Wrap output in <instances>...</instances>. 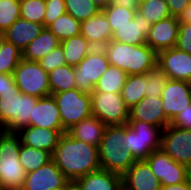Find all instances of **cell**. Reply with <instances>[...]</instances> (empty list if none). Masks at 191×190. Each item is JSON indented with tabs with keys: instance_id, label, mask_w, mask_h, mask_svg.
<instances>
[{
	"instance_id": "ee69618b",
	"label": "cell",
	"mask_w": 191,
	"mask_h": 190,
	"mask_svg": "<svg viewBox=\"0 0 191 190\" xmlns=\"http://www.w3.org/2000/svg\"><path fill=\"white\" fill-rule=\"evenodd\" d=\"M171 16L181 17L191 0H165Z\"/></svg>"
},
{
	"instance_id": "2e32d148",
	"label": "cell",
	"mask_w": 191,
	"mask_h": 190,
	"mask_svg": "<svg viewBox=\"0 0 191 190\" xmlns=\"http://www.w3.org/2000/svg\"><path fill=\"white\" fill-rule=\"evenodd\" d=\"M179 24L180 18L176 16H169L153 24L146 36V44L157 53L175 47Z\"/></svg>"
},
{
	"instance_id": "ac0fdd59",
	"label": "cell",
	"mask_w": 191,
	"mask_h": 190,
	"mask_svg": "<svg viewBox=\"0 0 191 190\" xmlns=\"http://www.w3.org/2000/svg\"><path fill=\"white\" fill-rule=\"evenodd\" d=\"M123 190H160L161 183L145 160H137L122 175Z\"/></svg>"
},
{
	"instance_id": "f546056e",
	"label": "cell",
	"mask_w": 191,
	"mask_h": 190,
	"mask_svg": "<svg viewBox=\"0 0 191 190\" xmlns=\"http://www.w3.org/2000/svg\"><path fill=\"white\" fill-rule=\"evenodd\" d=\"M127 73L115 66H109L108 69L99 78L94 91L105 93H121L124 86Z\"/></svg>"
},
{
	"instance_id": "484cf974",
	"label": "cell",
	"mask_w": 191,
	"mask_h": 190,
	"mask_svg": "<svg viewBox=\"0 0 191 190\" xmlns=\"http://www.w3.org/2000/svg\"><path fill=\"white\" fill-rule=\"evenodd\" d=\"M58 46H60V40L44 27L40 34L24 49L22 59L39 62Z\"/></svg>"
},
{
	"instance_id": "ab89813d",
	"label": "cell",
	"mask_w": 191,
	"mask_h": 190,
	"mask_svg": "<svg viewBox=\"0 0 191 190\" xmlns=\"http://www.w3.org/2000/svg\"><path fill=\"white\" fill-rule=\"evenodd\" d=\"M39 64L47 73L53 71L55 68L66 65V59L61 45L53 49L48 55L44 56L39 61Z\"/></svg>"
},
{
	"instance_id": "52a82bcc",
	"label": "cell",
	"mask_w": 191,
	"mask_h": 190,
	"mask_svg": "<svg viewBox=\"0 0 191 190\" xmlns=\"http://www.w3.org/2000/svg\"><path fill=\"white\" fill-rule=\"evenodd\" d=\"M65 131L92 115L91 95L76 88L52 94Z\"/></svg>"
},
{
	"instance_id": "f1b7e54d",
	"label": "cell",
	"mask_w": 191,
	"mask_h": 190,
	"mask_svg": "<svg viewBox=\"0 0 191 190\" xmlns=\"http://www.w3.org/2000/svg\"><path fill=\"white\" fill-rule=\"evenodd\" d=\"M50 95L76 88L74 66L63 65L48 73Z\"/></svg>"
},
{
	"instance_id": "7dc6e473",
	"label": "cell",
	"mask_w": 191,
	"mask_h": 190,
	"mask_svg": "<svg viewBox=\"0 0 191 190\" xmlns=\"http://www.w3.org/2000/svg\"><path fill=\"white\" fill-rule=\"evenodd\" d=\"M160 190H191L187 180L180 184L162 185Z\"/></svg>"
},
{
	"instance_id": "d6a6232c",
	"label": "cell",
	"mask_w": 191,
	"mask_h": 190,
	"mask_svg": "<svg viewBox=\"0 0 191 190\" xmlns=\"http://www.w3.org/2000/svg\"><path fill=\"white\" fill-rule=\"evenodd\" d=\"M138 12L143 15L151 25L171 16L165 0H147L139 4Z\"/></svg>"
},
{
	"instance_id": "d6986e66",
	"label": "cell",
	"mask_w": 191,
	"mask_h": 190,
	"mask_svg": "<svg viewBox=\"0 0 191 190\" xmlns=\"http://www.w3.org/2000/svg\"><path fill=\"white\" fill-rule=\"evenodd\" d=\"M128 120H138L164 129L170 124L164 114L161 97L145 96L129 110Z\"/></svg>"
},
{
	"instance_id": "8d00e7d4",
	"label": "cell",
	"mask_w": 191,
	"mask_h": 190,
	"mask_svg": "<svg viewBox=\"0 0 191 190\" xmlns=\"http://www.w3.org/2000/svg\"><path fill=\"white\" fill-rule=\"evenodd\" d=\"M20 18L19 0H0V33L3 34Z\"/></svg>"
},
{
	"instance_id": "4fadbf2b",
	"label": "cell",
	"mask_w": 191,
	"mask_h": 190,
	"mask_svg": "<svg viewBox=\"0 0 191 190\" xmlns=\"http://www.w3.org/2000/svg\"><path fill=\"white\" fill-rule=\"evenodd\" d=\"M162 107L168 121L191 104V83L169 79L161 93Z\"/></svg>"
},
{
	"instance_id": "bcb514c9",
	"label": "cell",
	"mask_w": 191,
	"mask_h": 190,
	"mask_svg": "<svg viewBox=\"0 0 191 190\" xmlns=\"http://www.w3.org/2000/svg\"><path fill=\"white\" fill-rule=\"evenodd\" d=\"M108 6H121L122 8L138 11L139 2L138 0H110Z\"/></svg>"
},
{
	"instance_id": "e575fe53",
	"label": "cell",
	"mask_w": 191,
	"mask_h": 190,
	"mask_svg": "<svg viewBox=\"0 0 191 190\" xmlns=\"http://www.w3.org/2000/svg\"><path fill=\"white\" fill-rule=\"evenodd\" d=\"M22 60V52L12 43L4 41L0 53V73L13 74Z\"/></svg>"
},
{
	"instance_id": "816d5d0a",
	"label": "cell",
	"mask_w": 191,
	"mask_h": 190,
	"mask_svg": "<svg viewBox=\"0 0 191 190\" xmlns=\"http://www.w3.org/2000/svg\"><path fill=\"white\" fill-rule=\"evenodd\" d=\"M187 182H188L190 189H191V169H189V172H188Z\"/></svg>"
},
{
	"instance_id": "277c9868",
	"label": "cell",
	"mask_w": 191,
	"mask_h": 190,
	"mask_svg": "<svg viewBox=\"0 0 191 190\" xmlns=\"http://www.w3.org/2000/svg\"><path fill=\"white\" fill-rule=\"evenodd\" d=\"M21 141L15 132L0 130V186L2 190H21L27 172L19 161Z\"/></svg>"
},
{
	"instance_id": "e0dca14e",
	"label": "cell",
	"mask_w": 191,
	"mask_h": 190,
	"mask_svg": "<svg viewBox=\"0 0 191 190\" xmlns=\"http://www.w3.org/2000/svg\"><path fill=\"white\" fill-rule=\"evenodd\" d=\"M28 126L57 130L60 134L66 133L62 126L58 105L52 95L38 99Z\"/></svg>"
},
{
	"instance_id": "f907efd6",
	"label": "cell",
	"mask_w": 191,
	"mask_h": 190,
	"mask_svg": "<svg viewBox=\"0 0 191 190\" xmlns=\"http://www.w3.org/2000/svg\"><path fill=\"white\" fill-rule=\"evenodd\" d=\"M66 190H81V189L74 181H70L66 185Z\"/></svg>"
},
{
	"instance_id": "681fc988",
	"label": "cell",
	"mask_w": 191,
	"mask_h": 190,
	"mask_svg": "<svg viewBox=\"0 0 191 190\" xmlns=\"http://www.w3.org/2000/svg\"><path fill=\"white\" fill-rule=\"evenodd\" d=\"M94 4L102 11L104 10L110 3V0H92Z\"/></svg>"
},
{
	"instance_id": "db71d44e",
	"label": "cell",
	"mask_w": 191,
	"mask_h": 190,
	"mask_svg": "<svg viewBox=\"0 0 191 190\" xmlns=\"http://www.w3.org/2000/svg\"><path fill=\"white\" fill-rule=\"evenodd\" d=\"M48 190H66V187H60V188H55V189H48Z\"/></svg>"
},
{
	"instance_id": "f6af8a7d",
	"label": "cell",
	"mask_w": 191,
	"mask_h": 190,
	"mask_svg": "<svg viewBox=\"0 0 191 190\" xmlns=\"http://www.w3.org/2000/svg\"><path fill=\"white\" fill-rule=\"evenodd\" d=\"M17 88L13 74L0 73V96L7 92H14Z\"/></svg>"
},
{
	"instance_id": "9a60e30c",
	"label": "cell",
	"mask_w": 191,
	"mask_h": 190,
	"mask_svg": "<svg viewBox=\"0 0 191 190\" xmlns=\"http://www.w3.org/2000/svg\"><path fill=\"white\" fill-rule=\"evenodd\" d=\"M70 181L60 171L53 160L27 173L21 190H48L66 187Z\"/></svg>"
},
{
	"instance_id": "5b68a950",
	"label": "cell",
	"mask_w": 191,
	"mask_h": 190,
	"mask_svg": "<svg viewBox=\"0 0 191 190\" xmlns=\"http://www.w3.org/2000/svg\"><path fill=\"white\" fill-rule=\"evenodd\" d=\"M38 97L22 93L18 88L0 96V130L17 132L28 126Z\"/></svg>"
},
{
	"instance_id": "7bdbcfd3",
	"label": "cell",
	"mask_w": 191,
	"mask_h": 190,
	"mask_svg": "<svg viewBox=\"0 0 191 190\" xmlns=\"http://www.w3.org/2000/svg\"><path fill=\"white\" fill-rule=\"evenodd\" d=\"M170 125L177 128L191 129V104L187 108L179 112L170 122Z\"/></svg>"
},
{
	"instance_id": "ba28073f",
	"label": "cell",
	"mask_w": 191,
	"mask_h": 190,
	"mask_svg": "<svg viewBox=\"0 0 191 190\" xmlns=\"http://www.w3.org/2000/svg\"><path fill=\"white\" fill-rule=\"evenodd\" d=\"M92 115L106 126L126 125L129 119V108L121 93L93 91L91 94Z\"/></svg>"
},
{
	"instance_id": "83f0119b",
	"label": "cell",
	"mask_w": 191,
	"mask_h": 190,
	"mask_svg": "<svg viewBox=\"0 0 191 190\" xmlns=\"http://www.w3.org/2000/svg\"><path fill=\"white\" fill-rule=\"evenodd\" d=\"M60 45L66 59V64L71 66H77L93 49L81 34L60 42Z\"/></svg>"
},
{
	"instance_id": "d4e9b609",
	"label": "cell",
	"mask_w": 191,
	"mask_h": 190,
	"mask_svg": "<svg viewBox=\"0 0 191 190\" xmlns=\"http://www.w3.org/2000/svg\"><path fill=\"white\" fill-rule=\"evenodd\" d=\"M106 125L90 115L66 131L72 138L99 147Z\"/></svg>"
},
{
	"instance_id": "8fae6325",
	"label": "cell",
	"mask_w": 191,
	"mask_h": 190,
	"mask_svg": "<svg viewBox=\"0 0 191 190\" xmlns=\"http://www.w3.org/2000/svg\"><path fill=\"white\" fill-rule=\"evenodd\" d=\"M161 149L172 160L191 169V129L167 125L162 130Z\"/></svg>"
},
{
	"instance_id": "7c38bea8",
	"label": "cell",
	"mask_w": 191,
	"mask_h": 190,
	"mask_svg": "<svg viewBox=\"0 0 191 190\" xmlns=\"http://www.w3.org/2000/svg\"><path fill=\"white\" fill-rule=\"evenodd\" d=\"M145 161L162 185L180 184L187 180L189 169L172 160L161 148L154 150Z\"/></svg>"
},
{
	"instance_id": "74e56055",
	"label": "cell",
	"mask_w": 191,
	"mask_h": 190,
	"mask_svg": "<svg viewBox=\"0 0 191 190\" xmlns=\"http://www.w3.org/2000/svg\"><path fill=\"white\" fill-rule=\"evenodd\" d=\"M102 12L108 19L112 34L114 33V26H123L130 23L134 19L136 11L121 6H107Z\"/></svg>"
},
{
	"instance_id": "9c48e42d",
	"label": "cell",
	"mask_w": 191,
	"mask_h": 190,
	"mask_svg": "<svg viewBox=\"0 0 191 190\" xmlns=\"http://www.w3.org/2000/svg\"><path fill=\"white\" fill-rule=\"evenodd\" d=\"M13 78L24 94L38 98L50 95L48 73L41 68L39 62L22 59L13 71Z\"/></svg>"
},
{
	"instance_id": "d590c367",
	"label": "cell",
	"mask_w": 191,
	"mask_h": 190,
	"mask_svg": "<svg viewBox=\"0 0 191 190\" xmlns=\"http://www.w3.org/2000/svg\"><path fill=\"white\" fill-rule=\"evenodd\" d=\"M46 4L42 0L20 1V17L44 26Z\"/></svg>"
},
{
	"instance_id": "ffe728a7",
	"label": "cell",
	"mask_w": 191,
	"mask_h": 190,
	"mask_svg": "<svg viewBox=\"0 0 191 190\" xmlns=\"http://www.w3.org/2000/svg\"><path fill=\"white\" fill-rule=\"evenodd\" d=\"M151 23L138 11L130 23L123 26H114L112 39L128 45L146 44V36L151 29Z\"/></svg>"
},
{
	"instance_id": "11a10c76",
	"label": "cell",
	"mask_w": 191,
	"mask_h": 190,
	"mask_svg": "<svg viewBox=\"0 0 191 190\" xmlns=\"http://www.w3.org/2000/svg\"><path fill=\"white\" fill-rule=\"evenodd\" d=\"M147 0H138L139 4L142 3V2H145Z\"/></svg>"
},
{
	"instance_id": "4dcf8cb0",
	"label": "cell",
	"mask_w": 191,
	"mask_h": 190,
	"mask_svg": "<svg viewBox=\"0 0 191 190\" xmlns=\"http://www.w3.org/2000/svg\"><path fill=\"white\" fill-rule=\"evenodd\" d=\"M51 160L52 154L47 151L28 147L24 144L20 146L19 161L27 173L37 170Z\"/></svg>"
},
{
	"instance_id": "836d02e7",
	"label": "cell",
	"mask_w": 191,
	"mask_h": 190,
	"mask_svg": "<svg viewBox=\"0 0 191 190\" xmlns=\"http://www.w3.org/2000/svg\"><path fill=\"white\" fill-rule=\"evenodd\" d=\"M66 13L82 22L97 15L101 10L92 0H65Z\"/></svg>"
},
{
	"instance_id": "f5cc1de1",
	"label": "cell",
	"mask_w": 191,
	"mask_h": 190,
	"mask_svg": "<svg viewBox=\"0 0 191 190\" xmlns=\"http://www.w3.org/2000/svg\"><path fill=\"white\" fill-rule=\"evenodd\" d=\"M4 37H3V34L0 33V53H1V49H2V44L4 42Z\"/></svg>"
},
{
	"instance_id": "4316f807",
	"label": "cell",
	"mask_w": 191,
	"mask_h": 190,
	"mask_svg": "<svg viewBox=\"0 0 191 190\" xmlns=\"http://www.w3.org/2000/svg\"><path fill=\"white\" fill-rule=\"evenodd\" d=\"M147 84L148 73L127 75L121 96L129 109L147 96Z\"/></svg>"
},
{
	"instance_id": "8992f818",
	"label": "cell",
	"mask_w": 191,
	"mask_h": 190,
	"mask_svg": "<svg viewBox=\"0 0 191 190\" xmlns=\"http://www.w3.org/2000/svg\"><path fill=\"white\" fill-rule=\"evenodd\" d=\"M162 129L138 120H128L127 150L136 160H145L154 150L161 148Z\"/></svg>"
},
{
	"instance_id": "6da1fadb",
	"label": "cell",
	"mask_w": 191,
	"mask_h": 190,
	"mask_svg": "<svg viewBox=\"0 0 191 190\" xmlns=\"http://www.w3.org/2000/svg\"><path fill=\"white\" fill-rule=\"evenodd\" d=\"M52 160L69 181H75L90 172L101 169L98 147L60 135Z\"/></svg>"
},
{
	"instance_id": "603a6c76",
	"label": "cell",
	"mask_w": 191,
	"mask_h": 190,
	"mask_svg": "<svg viewBox=\"0 0 191 190\" xmlns=\"http://www.w3.org/2000/svg\"><path fill=\"white\" fill-rule=\"evenodd\" d=\"M43 29V25L20 17L3 33V37L5 41L12 43L23 52Z\"/></svg>"
},
{
	"instance_id": "1f68e13d",
	"label": "cell",
	"mask_w": 191,
	"mask_h": 190,
	"mask_svg": "<svg viewBox=\"0 0 191 190\" xmlns=\"http://www.w3.org/2000/svg\"><path fill=\"white\" fill-rule=\"evenodd\" d=\"M47 29L62 42L80 34L81 22L72 17L69 13H65L50 24Z\"/></svg>"
},
{
	"instance_id": "7402d4cb",
	"label": "cell",
	"mask_w": 191,
	"mask_h": 190,
	"mask_svg": "<svg viewBox=\"0 0 191 190\" xmlns=\"http://www.w3.org/2000/svg\"><path fill=\"white\" fill-rule=\"evenodd\" d=\"M80 34L93 48H103L112 39L110 24L102 11L81 22Z\"/></svg>"
},
{
	"instance_id": "7a4b0ae2",
	"label": "cell",
	"mask_w": 191,
	"mask_h": 190,
	"mask_svg": "<svg viewBox=\"0 0 191 190\" xmlns=\"http://www.w3.org/2000/svg\"><path fill=\"white\" fill-rule=\"evenodd\" d=\"M103 49L109 64L127 75L146 74L157 67L158 53L147 44L128 45L111 40Z\"/></svg>"
},
{
	"instance_id": "3957f363",
	"label": "cell",
	"mask_w": 191,
	"mask_h": 190,
	"mask_svg": "<svg viewBox=\"0 0 191 190\" xmlns=\"http://www.w3.org/2000/svg\"><path fill=\"white\" fill-rule=\"evenodd\" d=\"M126 147L127 124L106 126L98 147L101 169L122 176L137 161Z\"/></svg>"
},
{
	"instance_id": "44dd1931",
	"label": "cell",
	"mask_w": 191,
	"mask_h": 190,
	"mask_svg": "<svg viewBox=\"0 0 191 190\" xmlns=\"http://www.w3.org/2000/svg\"><path fill=\"white\" fill-rule=\"evenodd\" d=\"M15 133L19 136L21 144L51 154H53L61 135L57 130L31 126H25Z\"/></svg>"
},
{
	"instance_id": "c3c4849f",
	"label": "cell",
	"mask_w": 191,
	"mask_h": 190,
	"mask_svg": "<svg viewBox=\"0 0 191 190\" xmlns=\"http://www.w3.org/2000/svg\"><path fill=\"white\" fill-rule=\"evenodd\" d=\"M180 21L191 23V2L180 17Z\"/></svg>"
},
{
	"instance_id": "f35d334b",
	"label": "cell",
	"mask_w": 191,
	"mask_h": 190,
	"mask_svg": "<svg viewBox=\"0 0 191 190\" xmlns=\"http://www.w3.org/2000/svg\"><path fill=\"white\" fill-rule=\"evenodd\" d=\"M169 78L157 66L148 72L147 96L161 97Z\"/></svg>"
},
{
	"instance_id": "30bf717a",
	"label": "cell",
	"mask_w": 191,
	"mask_h": 190,
	"mask_svg": "<svg viewBox=\"0 0 191 190\" xmlns=\"http://www.w3.org/2000/svg\"><path fill=\"white\" fill-rule=\"evenodd\" d=\"M109 66L105 50L93 48L77 66H74L76 89L91 94Z\"/></svg>"
},
{
	"instance_id": "60d3db41",
	"label": "cell",
	"mask_w": 191,
	"mask_h": 190,
	"mask_svg": "<svg viewBox=\"0 0 191 190\" xmlns=\"http://www.w3.org/2000/svg\"><path fill=\"white\" fill-rule=\"evenodd\" d=\"M44 27L47 28L57 18L66 13L65 0H46Z\"/></svg>"
},
{
	"instance_id": "cb8c5ba5",
	"label": "cell",
	"mask_w": 191,
	"mask_h": 190,
	"mask_svg": "<svg viewBox=\"0 0 191 190\" xmlns=\"http://www.w3.org/2000/svg\"><path fill=\"white\" fill-rule=\"evenodd\" d=\"M81 190H122V176L99 169L74 181Z\"/></svg>"
},
{
	"instance_id": "5bb4252c",
	"label": "cell",
	"mask_w": 191,
	"mask_h": 190,
	"mask_svg": "<svg viewBox=\"0 0 191 190\" xmlns=\"http://www.w3.org/2000/svg\"><path fill=\"white\" fill-rule=\"evenodd\" d=\"M157 66L173 80L191 83V54L176 47L158 52Z\"/></svg>"
},
{
	"instance_id": "b9f144b4",
	"label": "cell",
	"mask_w": 191,
	"mask_h": 190,
	"mask_svg": "<svg viewBox=\"0 0 191 190\" xmlns=\"http://www.w3.org/2000/svg\"><path fill=\"white\" fill-rule=\"evenodd\" d=\"M175 47L191 54V23L180 21Z\"/></svg>"
}]
</instances>
